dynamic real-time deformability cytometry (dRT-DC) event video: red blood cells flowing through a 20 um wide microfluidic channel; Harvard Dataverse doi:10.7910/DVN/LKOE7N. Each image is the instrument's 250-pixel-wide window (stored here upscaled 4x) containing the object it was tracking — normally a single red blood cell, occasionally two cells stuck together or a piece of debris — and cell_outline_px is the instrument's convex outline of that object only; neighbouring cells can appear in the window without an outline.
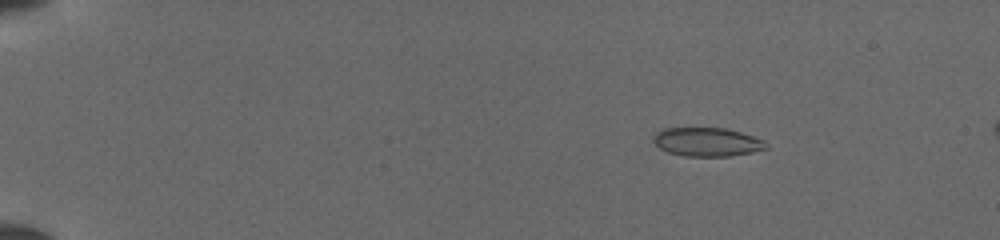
{"species": "common noctule bat (a hibernating species)", "species_latin": "Nyctalus noctula", "temperature_condition": "cold", "stored_images_in_passage": 51, "camera_frame_rate_fps": 3000, "um_per_image_px": 0.085, "animal": {"sex": "female", "body_mass_g": 19.5, "forearm_length_mm": 54.1}, "frame": {"image": 1, "passage_image": 9, "time_ms": 2.667, "image_size_px": [1000, 240], "cell_outline_px": [[768, 148], [752, 152], [732, 156], [684, 156], [668, 152], [660, 148], [652, 140], [656, 132], [664, 128], [724, 128], [740, 132], [764, 140], [768, 144]], "centroid_in_image_um": [60.11, 12.07], "position_along_channel_um": 24.9, "area_um2": 18.84}}
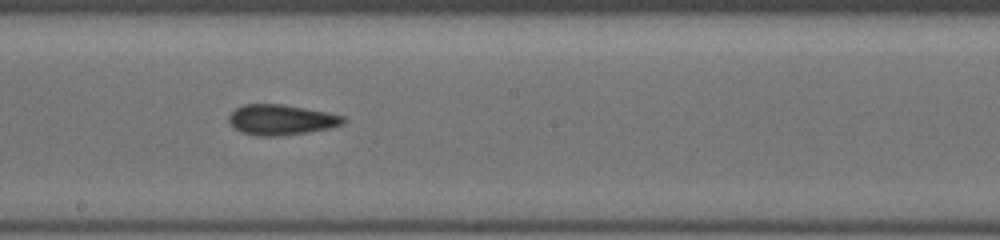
{"frame": {"image": 2, "passage_image": 31, "time_ms": 10.0, "image_size_px": [1000, 240], "cell_outline_px": [[344, 124], [328, 128], [308, 132], [276, 136], [260, 136], [240, 132], [228, 124], [228, 116], [236, 108], [244, 104], [284, 104], [328, 112], [344, 116]], "centroid_in_image_um": [23.86, 10.17], "position_along_channel_um": 224.3, "area_um2": 20.35}}
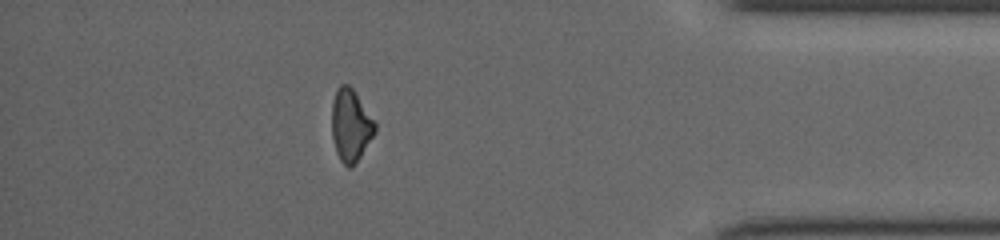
{"frame": {"image": 3, "passage_image": 46, "time_ms": 15.0, "image_size_px": [1000, 240], "cell_outline_px": [[376, 128], [372, 136], [360, 156], [352, 168], [348, 168], [340, 160], [336, 152], [332, 136], [332, 100], [336, 88], [340, 84], [348, 84], [352, 88], [376, 120]], "centroid_in_image_um": [29.8, 10.62], "position_along_channel_um": 405.4, "area_um2": 18.26}}